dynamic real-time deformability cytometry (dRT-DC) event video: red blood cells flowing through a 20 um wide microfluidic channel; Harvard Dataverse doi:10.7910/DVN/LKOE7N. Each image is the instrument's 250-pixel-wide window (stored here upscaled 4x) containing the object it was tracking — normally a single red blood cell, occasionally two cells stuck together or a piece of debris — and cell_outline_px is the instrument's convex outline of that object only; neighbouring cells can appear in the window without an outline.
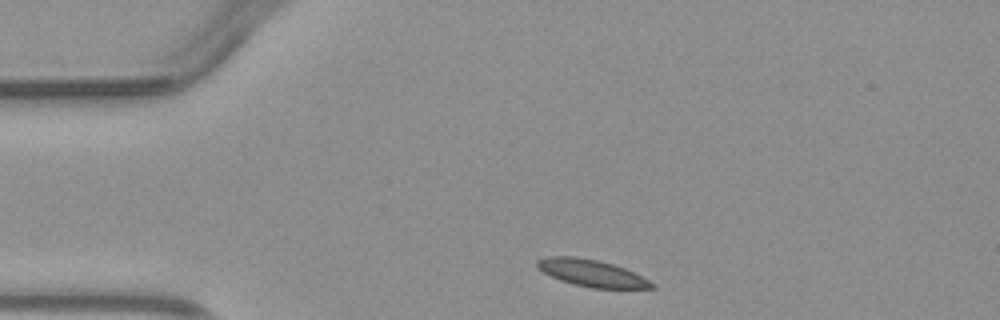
{"species": "common noctule bat (a hibernating species)", "species_latin": "Nyctalus noctula", "temperature_condition": "warm", "stored_images_in_passage": 2, "camera_frame_rate_fps": 3000, "um_per_image_px": 0.085, "animal": {"sex": "male", "body_mass_g": 23.1, "forearm_length_mm": 52.7}, "frame": {"image": 1, "passage_image": 1, "time_ms": 0.0, "image_size_px": [1000, 320], "cell_outline_px": [[656, 288], [592, 288], [572, 284], [560, 280], [544, 272], [536, 264], [536, 260], [548, 256], [576, 256], [596, 260], [612, 264], [624, 268], [656, 284]], "centroid_in_image_um": [50.28, 23.21], "position_along_channel_um": 34.7, "area_um2": 17.74}}